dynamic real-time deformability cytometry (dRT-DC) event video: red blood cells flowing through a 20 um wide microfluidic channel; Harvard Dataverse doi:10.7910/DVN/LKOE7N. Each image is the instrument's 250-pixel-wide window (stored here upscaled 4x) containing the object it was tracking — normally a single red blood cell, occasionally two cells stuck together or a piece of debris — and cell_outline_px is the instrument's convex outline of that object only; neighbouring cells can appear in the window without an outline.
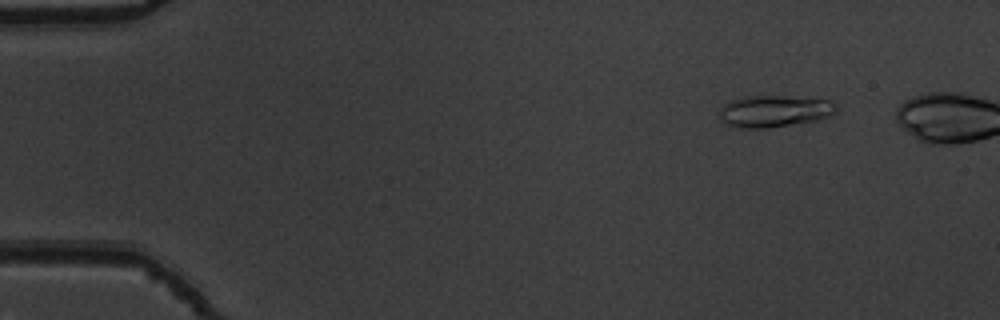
{"species": "common noctule bat (a hibernating species)", "species_latin": "Nyctalus noctula", "temperature_condition": "warm", "stored_images_in_passage": 45, "camera_frame_rate_fps": 3000, "um_per_image_px": 0.085, "animal": {"sex": "male", "body_mass_g": 19.5, "forearm_length_mm": 54.6}, "frame": {"image": 1, "passage_image": 3, "time_ms": 0.667, "image_size_px": [1000, 320], "cell_outline_px": [[836, 112], [832, 116], [820, 120], [768, 128], [740, 128], [724, 124], [720, 120], [720, 108], [724, 104], [732, 100], [744, 96], [784, 92], [828, 100], [836, 104]], "centroid_in_image_um": [65.86, 9.39], "position_along_channel_um": 19.1, "area_um2": 23.06}}
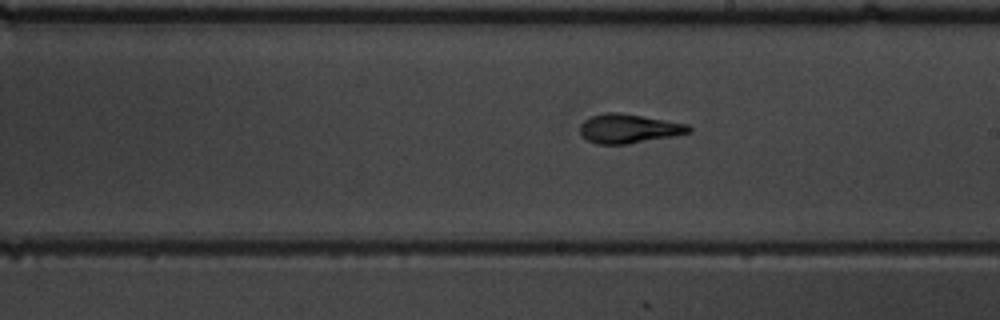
{"frame": {"image": 2, "passage_image": 28, "time_ms": 9.0, "image_size_px": [1000, 320], "cell_outline_px": [[692, 132], [672, 136], [628, 144], [596, 144], [588, 140], [580, 132], [580, 124], [584, 120], [592, 116], [604, 112], [620, 112], [688, 124], [692, 128]], "centroid_in_image_um": [53.44, 10.92], "position_along_channel_um": 235.6, "area_um2": 18.44}}
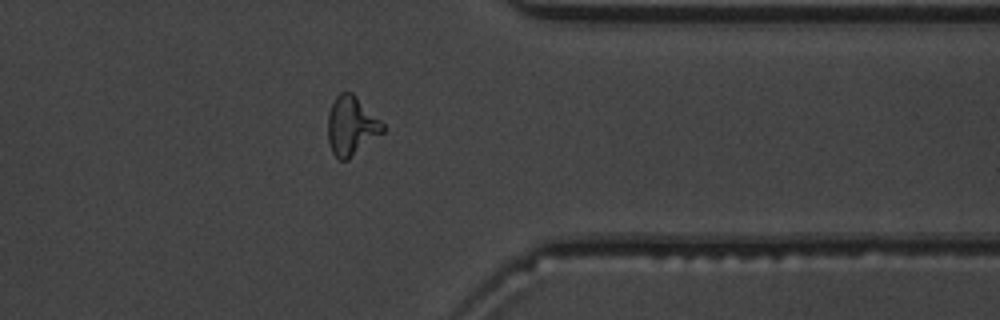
{"frame": {"image": 3, "passage_image": 40, "time_ms": 13.0, "image_size_px": [1000, 320], "cell_outline_px": [[384, 132], [348, 160], [340, 160], [332, 152], [328, 144], [328, 112], [336, 96], [340, 92], [352, 92], [384, 124]], "centroid_in_image_um": [29.85, 10.71], "position_along_channel_um": 381.5, "area_um2": 18.84}}